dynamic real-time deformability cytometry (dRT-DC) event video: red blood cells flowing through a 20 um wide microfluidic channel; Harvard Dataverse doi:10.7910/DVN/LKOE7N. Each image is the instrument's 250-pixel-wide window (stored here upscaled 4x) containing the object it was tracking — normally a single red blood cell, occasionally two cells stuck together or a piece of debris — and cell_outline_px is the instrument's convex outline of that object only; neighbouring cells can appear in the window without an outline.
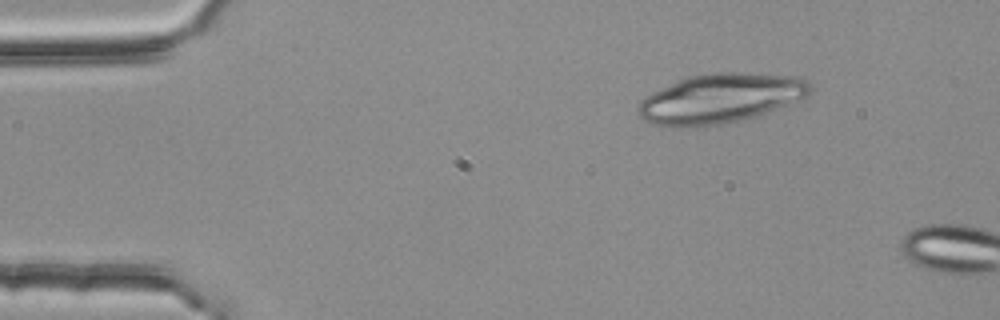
{"species": "common noctule bat (a hibernating species)", "species_latin": "Nyctalus noctula", "temperature_condition": "room temperature", "stored_images_in_passage": 2, "camera_frame_rate_fps": 3000, "um_per_image_px": 0.085, "animal": {"sex": "female", "body_mass_g": 25.1}, "frame": {"image": 1, "passage_image": 1, "time_ms": 0.0, "image_size_px": [1000, 320], "cell_outline_px": [[812, 92], [804, 96], [756, 116], [740, 120], [720, 124], [692, 128], [676, 128], [652, 124], [644, 120], [640, 116], [640, 104], [652, 92], [688, 76], [712, 72], [740, 72], [800, 76], [808, 80], [812, 84]], "centroid_in_image_um": [61.24, 8.36], "position_along_channel_um": 23.8, "area_um2": 49.36}}